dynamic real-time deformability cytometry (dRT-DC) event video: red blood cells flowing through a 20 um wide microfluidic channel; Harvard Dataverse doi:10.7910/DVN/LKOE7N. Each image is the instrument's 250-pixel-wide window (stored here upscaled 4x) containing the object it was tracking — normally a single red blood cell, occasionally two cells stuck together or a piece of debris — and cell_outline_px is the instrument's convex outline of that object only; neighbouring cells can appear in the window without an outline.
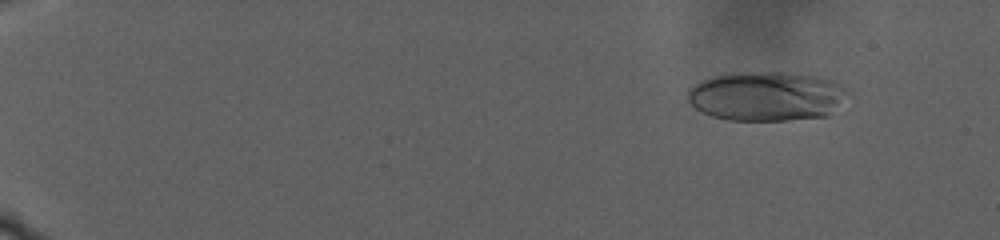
{"species": "human", "species_latin": "Homo sapiens", "temperature_condition": "warm", "stored_images_in_passage": 89, "camera_frame_rate_fps": 3000, "um_per_image_px": 0.085, "donor": {"sex": "male"}, "frame": {"image": 1, "passage_image": 13, "time_ms": 4.0, "image_size_px": [1000, 240], "cell_outline_px": [[848, 92], [828, 116], [788, 120], [728, 120], [712, 116], [696, 108], [684, 96], [688, 88], [700, 80], [712, 76], [736, 72], [784, 72], [816, 76], [836, 80], [848, 88]], "centroid_in_image_um": [65.12, 8.16], "position_along_channel_um": 19.9, "area_um2": 46.41}}
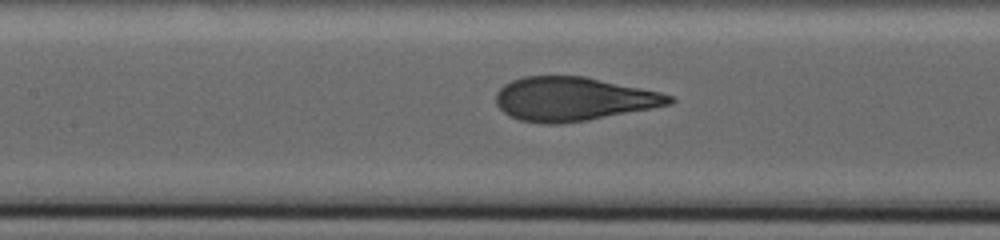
{"frame": {"image": 2, "passage_image": 55, "time_ms": 18.667, "image_size_px": [1000, 240], "cell_outline_px": [[676, 100], [672, 104], [652, 108], [588, 120], [560, 124], [544, 124], [520, 120], [508, 116], [496, 104], [496, 92], [504, 84], [512, 80], [524, 76], [584, 76], [660, 92], [672, 96]], "centroid_in_image_um": [48.71, 8.42], "position_along_channel_um": 158.7, "area_um2": 44.27}}
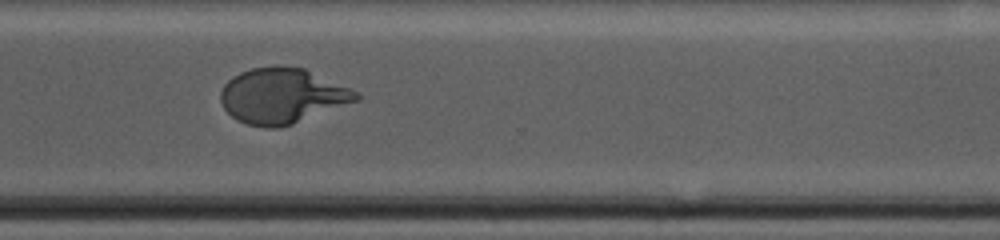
{"frame": {"image": 3, "passage_image": 88, "time_ms": 27.667, "image_size_px": [1000, 240], "cell_outline_px": [[360, 100], [292, 124], [280, 128], [264, 128], [248, 124], [236, 120], [224, 108], [220, 100], [220, 92], [224, 84], [232, 76], [240, 72], [252, 68], [304, 68], [360, 92]], "centroid_in_image_um": [23.99, 8.18], "position_along_channel_um": 346.6, "area_um2": 43.35}}